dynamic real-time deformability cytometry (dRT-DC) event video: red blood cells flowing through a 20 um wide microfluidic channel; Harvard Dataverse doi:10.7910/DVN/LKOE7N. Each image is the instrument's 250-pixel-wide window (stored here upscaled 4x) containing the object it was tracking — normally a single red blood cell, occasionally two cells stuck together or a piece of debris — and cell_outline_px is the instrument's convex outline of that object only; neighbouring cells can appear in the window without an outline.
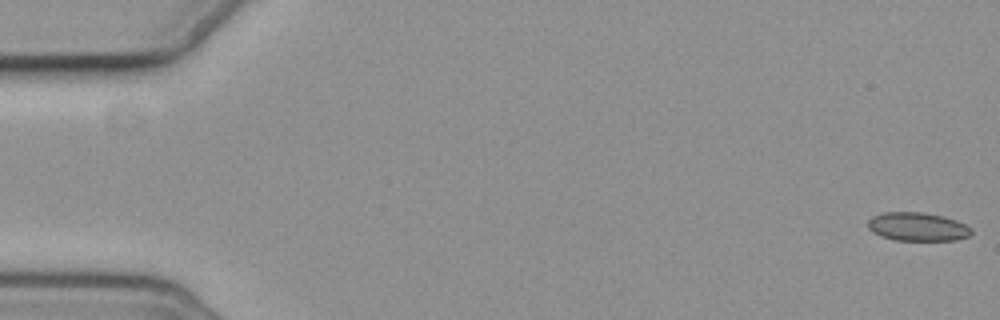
{"species": "common noctule bat (a hibernating species)", "species_latin": "Nyctalus noctula", "temperature_condition": "cold", "stored_images_in_passage": 8, "camera_frame_rate_fps": 3000, "um_per_image_px": 0.085, "animal": {"sex": "female", "body_mass_g": 19.3, "forearm_length_mm": 54.1}, "frame": {"image": 1, "passage_image": 1, "time_ms": 0.0, "image_size_px": [1000, 320], "cell_outline_px": [[972, 232], [968, 236], [956, 240], [896, 240], [880, 236], [872, 232], [868, 228], [868, 220], [872, 216], [884, 212], [924, 212], [944, 216], [956, 220], [972, 228]], "centroid_in_image_um": [77.98, 19.26], "position_along_channel_um": 7.0, "area_um2": 17.28}}
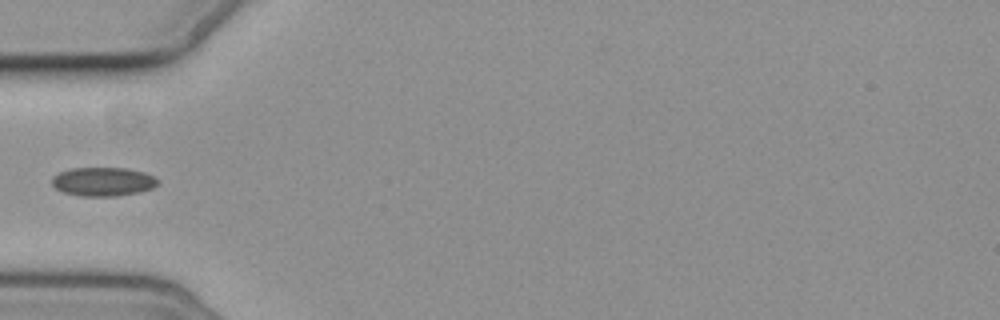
{"frame": {"image": 2, "passage_image": 5, "time_ms": 6.333, "image_size_px": [1000, 320], "cell_outline_px": [[156, 184], [152, 188], [140, 192], [116, 196], [80, 196], [64, 192], [56, 188], [52, 184], [52, 176], [60, 172], [72, 168], [124, 168], [144, 172], [152, 176], [156, 180]], "centroid_in_image_um": [8.72, 15.44], "position_along_channel_um": 76.3, "area_um2": 17.57}}
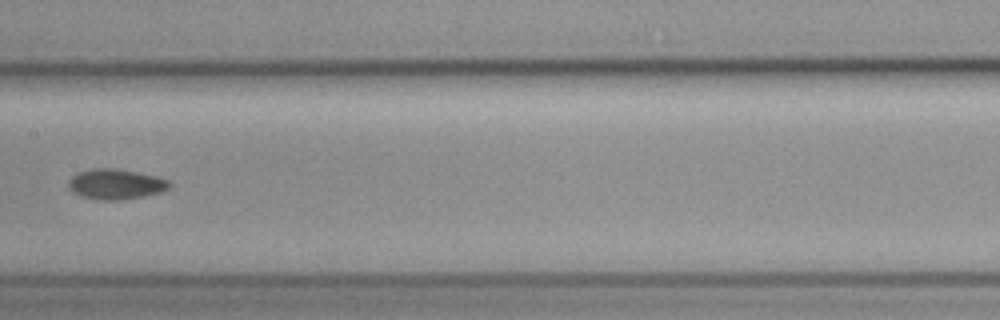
{"frame": {"image": 3, "passage_image": 8, "time_ms": 9.667, "image_size_px": [1000, 320], "cell_outline_px": [[172, 184], [168, 188], [160, 192], [144, 196], [120, 200], [100, 200], [80, 196], [72, 192], [68, 188], [68, 180], [76, 172], [88, 168], [116, 168], [156, 176], [168, 180]], "centroid_in_image_um": [9.78, 15.64], "position_along_channel_um": 197.6, "area_um2": 18.03}}